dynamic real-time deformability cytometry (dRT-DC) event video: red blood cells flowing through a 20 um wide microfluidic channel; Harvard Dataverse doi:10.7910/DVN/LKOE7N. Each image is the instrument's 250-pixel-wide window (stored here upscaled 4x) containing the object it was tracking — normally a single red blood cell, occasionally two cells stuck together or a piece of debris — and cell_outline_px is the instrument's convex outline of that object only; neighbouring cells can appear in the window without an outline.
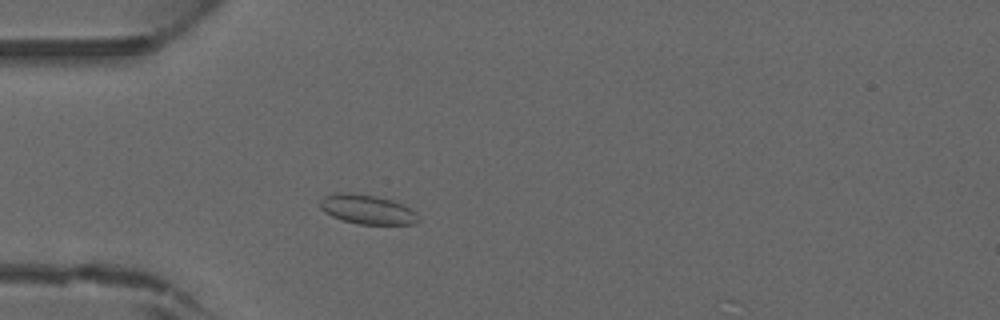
{"species": "common noctule bat (a hibernating species)", "species_latin": "Nyctalus noctula", "temperature_condition": "warm", "stored_images_in_passage": 38, "camera_frame_rate_fps": 3000, "um_per_image_px": 0.085, "animal": {"sex": "male", "forearm_length_mm": 52.5}, "frame": {"image": 1, "passage_image": 9, "time_ms": 2.667, "image_size_px": [1000, 320], "cell_outline_px": [[420, 220], [416, 224], [360, 224], [344, 220], [332, 216], [324, 212], [320, 208], [320, 200], [324, 196], [344, 192], [376, 196], [392, 200], [416, 212]], "centroid_in_image_um": [31.22, 17.81], "position_along_channel_um": 53.8, "area_um2": 16.59}}
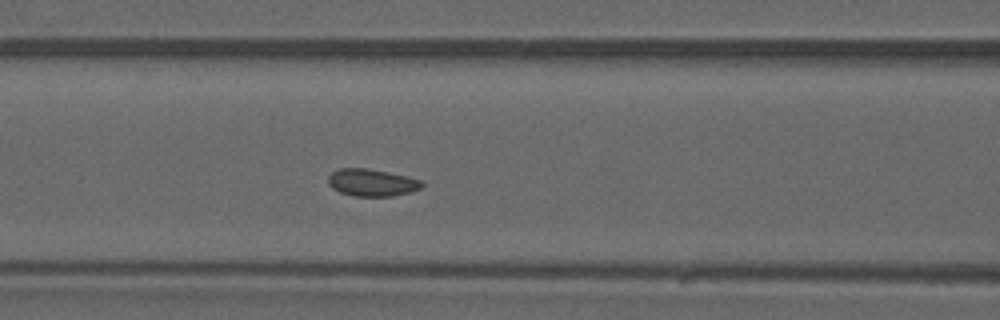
{"frame": {"image": 2, "passage_image": 15, "time_ms": 4.667, "image_size_px": [1000, 320], "cell_outline_px": [[424, 184], [420, 188], [408, 192], [392, 196], [352, 196], [340, 192], [332, 188], [328, 184], [328, 176], [336, 168], [368, 168], [408, 176], [420, 180]], "centroid_in_image_um": [31.56, 15.51], "position_along_channel_um": 135.0, "area_um2": 14.91}}
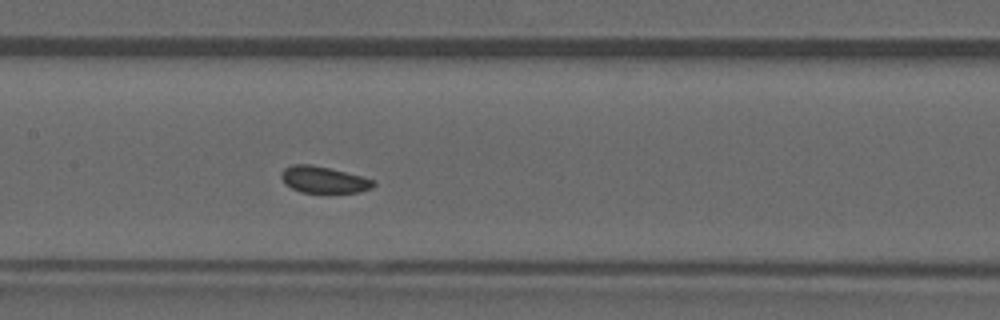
{"frame": {"image": 3, "passage_image": 18, "time_ms": 5.667, "image_size_px": [1000, 320], "cell_outline_px": [[376, 184], [372, 188], [360, 192], [300, 192], [284, 184], [280, 176], [280, 172], [284, 168], [292, 164], [312, 164], [376, 180]], "centroid_in_image_um": [27.48, 15.27], "position_along_channel_um": 179.9, "area_um2": 14.28}}